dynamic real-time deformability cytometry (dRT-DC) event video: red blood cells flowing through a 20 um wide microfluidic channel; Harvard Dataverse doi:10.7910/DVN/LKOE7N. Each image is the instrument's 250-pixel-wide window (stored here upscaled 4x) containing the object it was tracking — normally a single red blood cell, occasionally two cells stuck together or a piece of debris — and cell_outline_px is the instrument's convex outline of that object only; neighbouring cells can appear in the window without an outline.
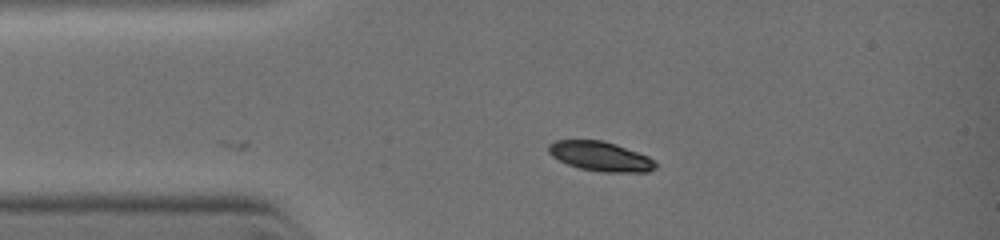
{"species": "common noctule bat (a hibernating species)", "species_latin": "Nyctalus noctula", "temperature_condition": "warm", "stored_images_in_passage": 6, "camera_frame_rate_fps": 3000, "um_per_image_px": 0.085, "animal": {"sex": "female", "body_mass_g": 19.0, "forearm_length_mm": 51.5}, "frame": {"image": 1, "passage_image": 1, "time_ms": 0.0, "image_size_px": [1000, 240], "cell_outline_px": [[656, 168], [648, 172], [600, 172], [580, 168], [568, 164], [552, 156], [548, 152], [548, 144], [556, 140], [600, 140], [648, 156], [656, 164]], "centroid_in_image_um": [51.0, 13.3], "position_along_channel_um": 34.0, "area_um2": 18.09}}